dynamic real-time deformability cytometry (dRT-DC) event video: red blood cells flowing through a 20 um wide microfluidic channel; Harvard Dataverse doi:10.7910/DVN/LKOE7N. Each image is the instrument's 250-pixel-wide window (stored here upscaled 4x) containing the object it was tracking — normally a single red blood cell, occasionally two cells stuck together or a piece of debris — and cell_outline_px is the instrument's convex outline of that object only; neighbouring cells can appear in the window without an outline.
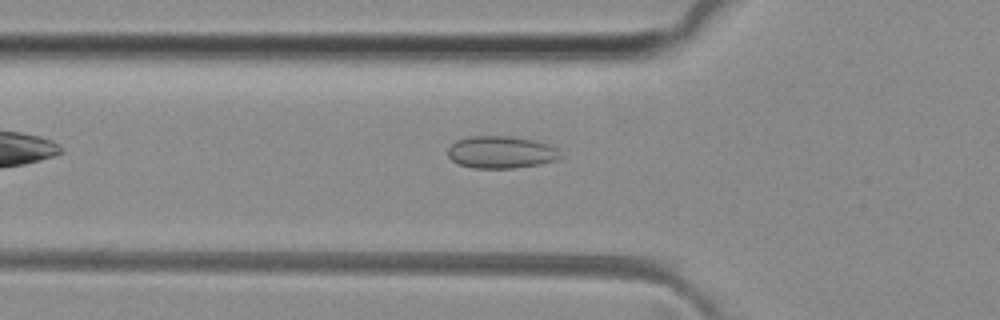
{"species": "common noctule bat (a hibernating species)", "species_latin": "Nyctalus noctula", "temperature_condition": "room temperature", "stored_images_in_passage": 41, "camera_frame_rate_fps": 3000, "um_per_image_px": 0.085, "animal": {"sex": "female", "body_mass_g": 29.2, "forearm_length_mm": 56.3}, "frame": {"image": 1, "passage_image": 8, "time_ms": 2.333, "image_size_px": [1000, 320], "cell_outline_px": [[560, 156], [556, 160], [540, 164], [512, 168], [472, 168], [460, 164], [452, 160], [448, 156], [448, 148], [456, 140], [472, 136], [508, 136], [532, 140], [548, 144], [556, 148]], "centroid_in_image_um": [42.56, 12.94], "position_along_channel_um": 83.2, "area_um2": 20.92}}
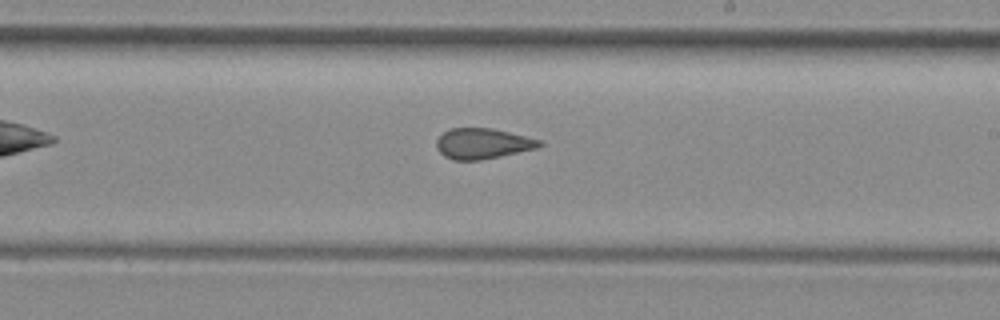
{"frame": {"image": 2, "passage_image": 20, "time_ms": 6.333, "image_size_px": [1000, 320], "cell_outline_px": [[544, 144], [536, 148], [500, 156], [480, 160], [452, 160], [444, 156], [436, 148], [436, 140], [444, 132], [452, 128], [492, 128], [540, 140]], "centroid_in_image_um": [40.99, 12.21], "position_along_channel_um": 248.0, "area_um2": 18.15}}
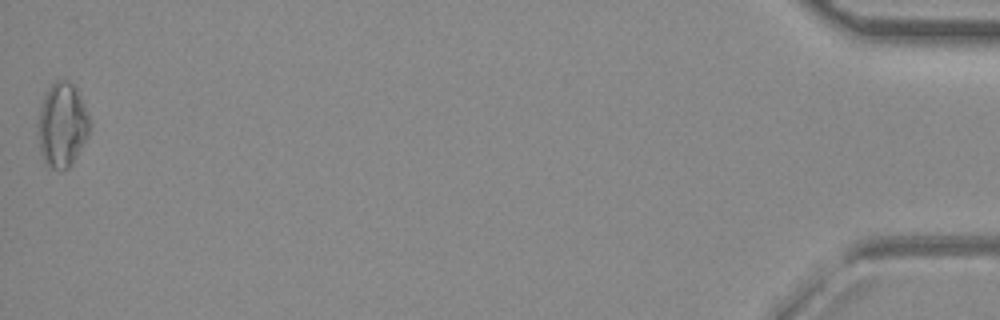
{"frame": {"image": 3, "passage_image": 41, "time_ms": 13.333, "image_size_px": [1000, 320], "cell_outline_px": [[88, 136], [72, 164], [64, 172], [60, 172], [44, 164], [40, 152], [36, 136], [36, 124], [40, 108], [44, 96], [48, 88], [56, 80], [68, 80], [76, 88], [80, 96], [88, 116]], "centroid_in_image_um": [5.22, 10.68], "position_along_channel_um": 430.0, "area_um2": 25.78}, "authors_computed_cell_mechanics": {"area_um2": 19.1318, "velocity_mm_per_s": 4.1046, "shape_relaxation_time_tau1_ms": null, "shape_relaxation_time_tau2_ms": 1.4831, "deformation_change_tau1": null, "deformation_change_tau2": 0.0753}}